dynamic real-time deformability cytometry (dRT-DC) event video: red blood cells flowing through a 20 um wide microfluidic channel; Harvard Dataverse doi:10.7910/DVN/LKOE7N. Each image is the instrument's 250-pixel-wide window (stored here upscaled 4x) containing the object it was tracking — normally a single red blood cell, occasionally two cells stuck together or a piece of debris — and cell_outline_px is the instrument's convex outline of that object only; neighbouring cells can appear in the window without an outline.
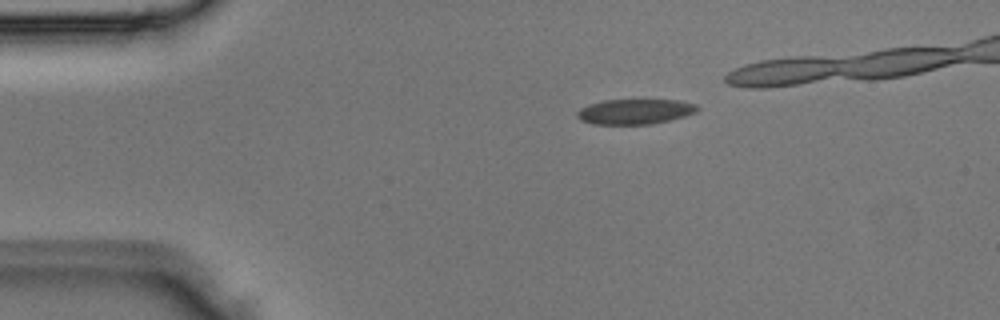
{"species": "Egyptian fruit bat (a non-hibernating species)", "species_latin": "Rousettus aegyptiacus", "temperature_condition": "room temperature", "stored_images_in_passage": 4, "camera_frame_rate_fps": 3000, "um_per_image_px": 0.085, "animal": {"sex": "male"}, "frame": {"image": 1, "passage_image": 2, "time_ms": 0.333, "image_size_px": [1000, 320], "cell_outline_px": [[700, 108], [696, 112], [684, 116], [652, 124], [592, 124], [580, 120], [576, 116], [576, 112], [580, 108], [588, 104], [604, 100], [676, 100], [696, 104]], "centroid_in_image_um": [53.93, 9.48], "position_along_channel_um": 31.1, "area_um2": 17.63}}